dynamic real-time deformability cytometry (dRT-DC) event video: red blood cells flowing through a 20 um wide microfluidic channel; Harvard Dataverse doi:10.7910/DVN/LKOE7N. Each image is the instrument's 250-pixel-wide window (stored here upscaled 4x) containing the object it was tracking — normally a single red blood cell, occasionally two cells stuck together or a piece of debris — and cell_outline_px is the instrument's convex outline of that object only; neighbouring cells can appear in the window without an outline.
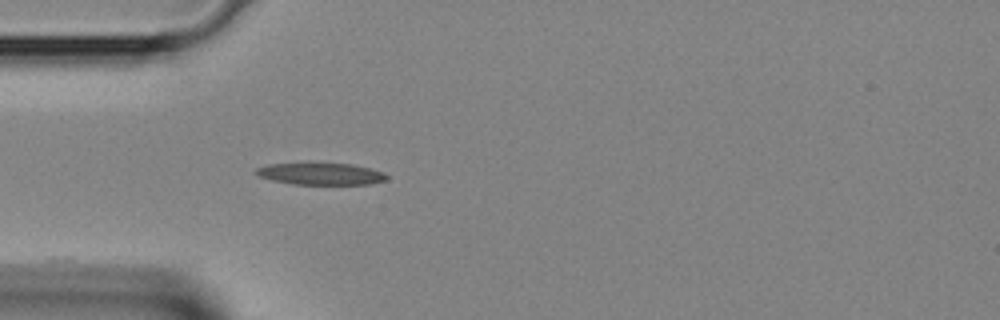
{"species": "Egyptian fruit bat (a non-hibernating species)", "species_latin": "Rousettus aegyptiacus", "temperature_condition": "room temperature", "stored_images_in_passage": 30, "camera_frame_rate_fps": 3000, "um_per_image_px": 0.085, "animal": {"sex": "female"}, "frame": {"image": 1, "passage_image": 1, "time_ms": 0.0, "image_size_px": [1000, 320], "cell_outline_px": [[388, 180], [372, 184], [292, 184], [272, 180], [260, 176], [256, 172], [256, 168], [268, 164], [308, 160], [352, 164], [372, 168], [384, 172], [388, 176]], "centroid_in_image_um": [27.28, 14.72], "position_along_channel_um": 57.7, "area_um2": 17.69}}
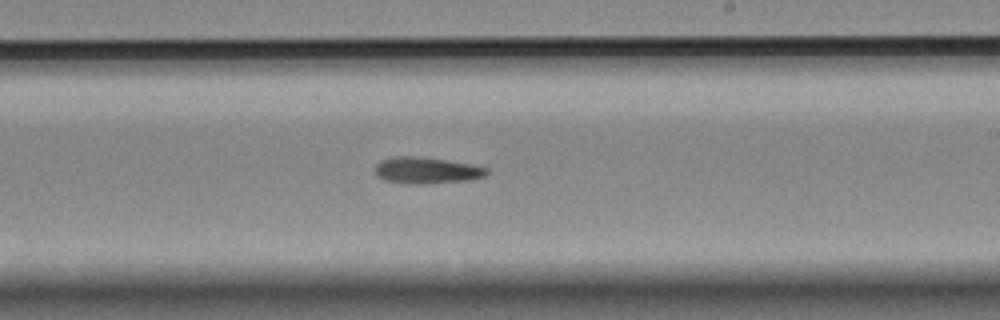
{"frame": {"image": 2, "passage_image": 13, "time_ms": 4.0, "image_size_px": [1000, 320], "cell_outline_px": [[488, 172], [484, 176], [472, 180], [424, 184], [408, 184], [384, 180], [376, 176], [376, 164], [380, 160], [392, 156], [416, 156], [472, 164], [488, 168]], "centroid_in_image_um": [36.24, 14.49], "position_along_channel_um": 252.8, "area_um2": 17.34}}
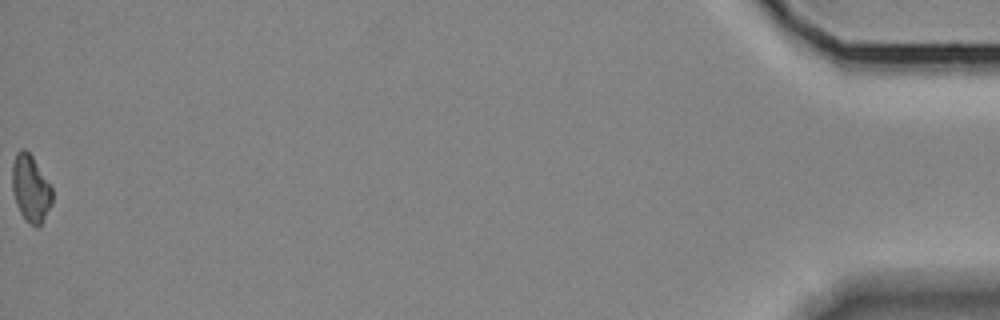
{"frame": {"image": 3, "passage_image": 30, "time_ms": 9.667, "image_size_px": [1000, 320], "cell_outline_px": [[52, 204], [40, 224], [36, 228], [20, 212], [16, 204], [12, 188], [12, 164], [16, 152], [20, 148], [24, 148], [32, 156], [52, 188]], "centroid_in_image_um": [2.59, 15.98], "position_along_channel_um": 432.6, "area_um2": 15.37}}